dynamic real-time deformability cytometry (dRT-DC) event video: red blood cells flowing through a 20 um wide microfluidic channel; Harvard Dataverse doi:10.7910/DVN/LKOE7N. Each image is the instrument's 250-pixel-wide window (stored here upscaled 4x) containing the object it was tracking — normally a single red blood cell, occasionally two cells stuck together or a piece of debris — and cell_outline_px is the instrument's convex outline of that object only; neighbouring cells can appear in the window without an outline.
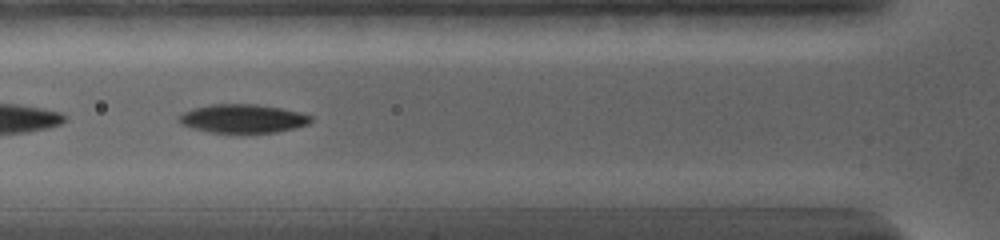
{"species": "common noctule bat (a hibernating species)", "species_latin": "Nyctalus noctula", "temperature_condition": "warm", "stored_images_in_passage": 28, "camera_frame_rate_fps": 5000, "um_per_image_px": 0.085, "animal": {"sex": "female", "body_mass_g": 19.0, "forearm_length_mm": 56.7}, "frame": {"image": 1, "passage_image": 5, "time_ms": 2.0, "image_size_px": [1000, 240], "cell_outline_px": [[312, 120], [308, 124], [276, 132], [212, 132], [180, 124], [180, 116], [184, 112], [192, 108], [208, 104], [256, 104], [280, 108], [312, 116]], "centroid_in_image_um": [20.63, 10.06], "position_along_channel_um": 105.2, "area_um2": 21.5}, "authors_computed_cell_mechanics": {"area_um2": 23.2067, "velocity_mm_per_s": 3.6795, "shape_relaxation_time_tau1_ms": 2.5751, "shape_relaxation_time_tau2_ms": 3.0392, "deformation_change_tau1": 0.1193, "deformation_change_tau2": 0.0942}}